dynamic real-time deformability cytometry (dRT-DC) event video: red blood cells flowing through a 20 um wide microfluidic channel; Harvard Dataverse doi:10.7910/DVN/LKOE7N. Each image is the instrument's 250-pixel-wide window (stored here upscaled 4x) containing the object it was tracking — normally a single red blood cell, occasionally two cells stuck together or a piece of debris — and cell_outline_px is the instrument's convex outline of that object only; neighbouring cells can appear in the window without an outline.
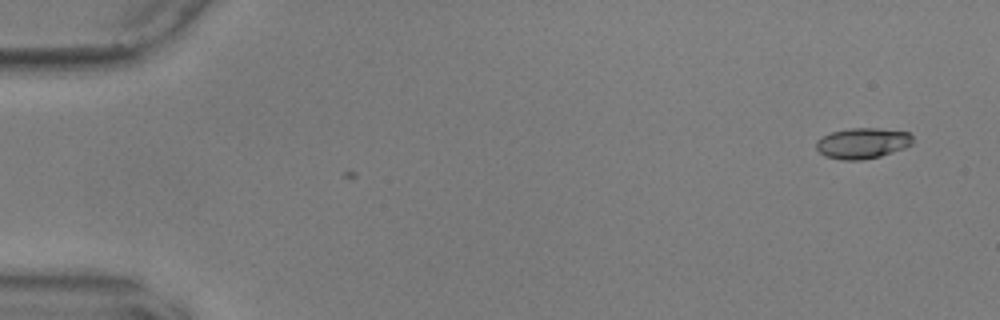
{"species": "common noctule bat (a hibernating species)", "species_latin": "Nyctalus noctula", "temperature_condition": "warm", "stored_images_in_passage": 2, "camera_frame_rate_fps": 3000, "um_per_image_px": 0.085, "animal": {"sex": "male", "body_mass_g": 17.9, "forearm_length_mm": 54.2}, "frame": {"image": 1, "passage_image": 2, "time_ms": 0.333, "image_size_px": [1000, 320], "cell_outline_px": [[912, 144], [904, 148], [880, 156], [860, 160], [840, 160], [824, 156], [816, 148], [816, 140], [832, 132], [852, 128], [876, 128], [908, 132], [912, 136]], "centroid_in_image_um": [73.29, 12.18], "position_along_channel_um": 11.7, "area_um2": 17.17}}